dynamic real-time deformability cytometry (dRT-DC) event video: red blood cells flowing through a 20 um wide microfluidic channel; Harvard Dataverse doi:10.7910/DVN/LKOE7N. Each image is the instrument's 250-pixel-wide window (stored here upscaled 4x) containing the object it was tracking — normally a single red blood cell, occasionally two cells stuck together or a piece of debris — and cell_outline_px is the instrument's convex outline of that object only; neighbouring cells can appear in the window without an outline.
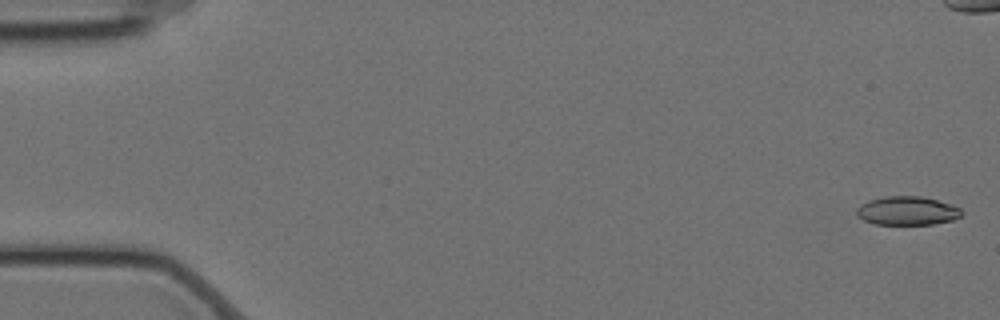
{"species": "Egyptian fruit bat (a non-hibernating species)", "species_latin": "Rousettus aegyptiacus", "temperature_condition": "cold", "stored_images_in_passage": 59, "camera_frame_rate_fps": 3000, "um_per_image_px": 0.085, "animal": {"sex": "female"}, "frame": {"image": 1, "passage_image": 2, "time_ms": 0.333, "image_size_px": [1000, 320], "cell_outline_px": [[964, 212], [960, 216], [952, 220], [932, 224], [876, 224], [864, 220], [856, 216], [856, 208], [860, 204], [868, 200], [884, 196], [920, 196], [936, 200], [960, 208]], "centroid_in_image_um": [77.07, 17.91], "position_along_channel_um": 7.9, "area_um2": 17.51}}
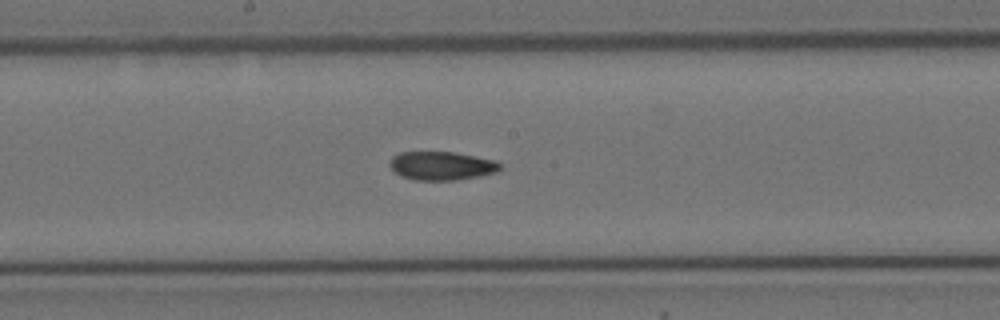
{"frame": {"image": 2, "passage_image": 31, "time_ms": 10.0, "image_size_px": [1000, 320], "cell_outline_px": [[500, 168], [496, 172], [480, 176], [456, 180], [412, 180], [400, 176], [388, 164], [392, 156], [400, 152], [452, 152], [496, 160], [500, 164]], "centroid_in_image_um": [37.51, 14.09], "position_along_channel_um": 210.7, "area_um2": 18.38}}
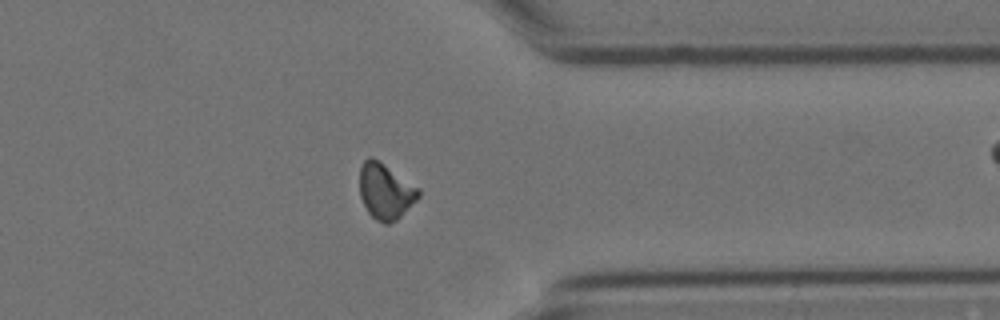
{"frame": {"image": 3, "passage_image": 46, "time_ms": 15.0, "image_size_px": [1000, 320], "cell_outline_px": [[420, 196], [396, 220], [388, 224], [384, 224], [376, 220], [368, 212], [360, 196], [360, 164], [368, 156], [372, 156], [380, 160], [420, 188]], "centroid_in_image_um": [32.76, 16.22], "position_along_channel_um": 378.6, "area_um2": 19.31}, "authors_computed_cell_mechanics": {"area_um2": 18.496, "velocity_mm_per_s": 3.5028, "shape_relaxation_time_tau1_ms": null, "shape_relaxation_time_tau2_ms": 3.4607, "deformation_change_tau1": null, "deformation_change_tau2": 0.0919}}